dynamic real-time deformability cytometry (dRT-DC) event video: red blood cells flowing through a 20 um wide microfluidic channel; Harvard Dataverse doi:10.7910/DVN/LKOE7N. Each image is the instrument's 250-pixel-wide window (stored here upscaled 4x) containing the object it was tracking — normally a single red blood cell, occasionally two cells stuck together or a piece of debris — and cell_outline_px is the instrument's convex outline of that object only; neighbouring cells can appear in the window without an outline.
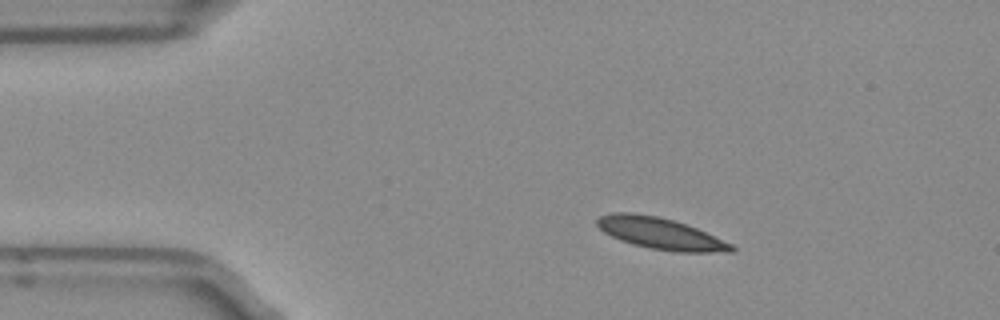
{"species": "Egyptian fruit bat (a non-hibernating species)", "species_latin": "Rousettus aegyptiacus", "temperature_condition": "room temperature", "stored_images_in_passage": 3, "camera_frame_rate_fps": 3000, "um_per_image_px": 0.085, "frame": {"image": 1, "passage_image": 1, "time_ms": 0.0, "image_size_px": [1000, 320], "cell_outline_px": [[736, 248], [732, 252], [676, 252], [652, 248], [632, 244], [620, 240], [604, 232], [596, 224], [596, 220], [600, 216], [612, 212], [632, 212], [656, 216], [672, 220], [696, 228], [732, 244]], "centroid_in_image_um": [56.12, 19.84], "position_along_channel_um": 28.9, "area_um2": 24.39}}
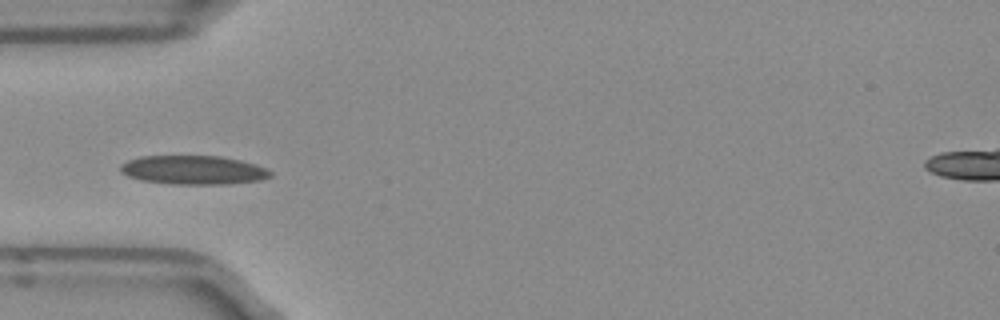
{"frame": {"image": 2, "passage_image": 3, "time_ms": 0.667, "image_size_px": [1000, 320], "cell_outline_px": [[272, 176], [260, 180], [228, 184], [172, 184], [140, 180], [128, 176], [120, 172], [120, 164], [128, 160], [140, 156], [220, 156], [240, 160], [256, 164], [272, 172]], "centroid_in_image_um": [16.42, 14.45], "position_along_channel_um": 68.6, "area_um2": 25.32}}